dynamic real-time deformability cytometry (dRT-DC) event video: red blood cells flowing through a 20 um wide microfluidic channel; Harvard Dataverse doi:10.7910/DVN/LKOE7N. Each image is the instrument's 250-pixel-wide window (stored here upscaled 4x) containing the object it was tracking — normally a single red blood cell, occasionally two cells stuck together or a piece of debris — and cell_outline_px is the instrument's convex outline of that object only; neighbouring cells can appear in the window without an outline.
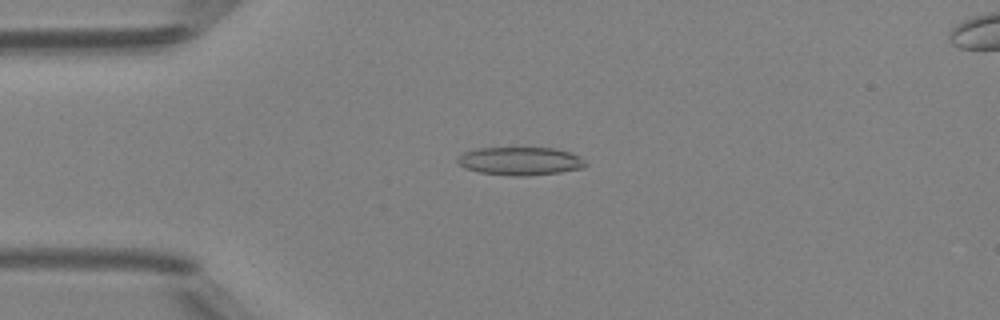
{"species": "Egyptian fruit bat (a non-hibernating species)", "species_latin": "Rousettus aegyptiacus", "temperature_condition": "room temperature", "stored_images_in_passage": 45, "camera_frame_rate_fps": 3000, "um_per_image_px": 0.085, "animal": {"sex": "female"}, "frame": {"image": 1, "passage_image": 8, "time_ms": 2.333, "image_size_px": [1000, 320], "cell_outline_px": [[588, 164], [584, 168], [560, 172], [528, 176], [512, 176], [480, 172], [464, 168], [456, 160], [464, 152], [476, 148], [552, 148], [568, 152], [580, 156]], "centroid_in_image_um": [44.24, 13.7], "position_along_channel_um": 40.8, "area_um2": 20.98}}
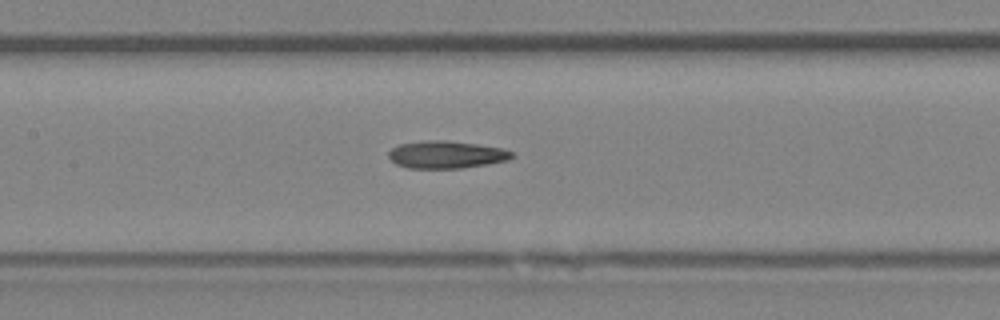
{"frame": {"image": 2, "passage_image": 19, "time_ms": 6.0, "image_size_px": [1000, 320], "cell_outline_px": [[516, 156], [508, 160], [488, 164], [460, 168], [408, 168], [396, 164], [388, 156], [388, 152], [392, 148], [400, 144], [428, 140], [444, 140], [476, 144], [504, 148], [512, 152]], "centroid_in_image_um": [37.96, 13.14], "position_along_channel_um": 169.4, "area_um2": 19.71}}
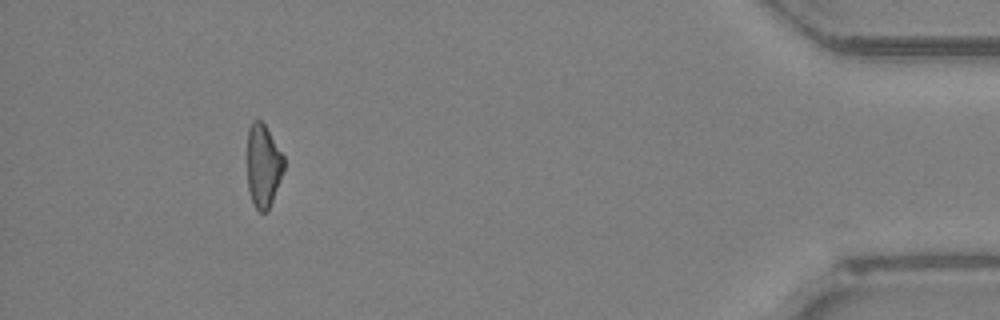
{"frame": {"image": 3, "passage_image": 41, "time_ms": 13.333, "image_size_px": [1000, 320], "cell_outline_px": [[284, 168], [272, 200], [268, 208], [264, 212], [260, 212], [256, 208], [252, 200], [248, 188], [248, 128], [252, 120], [260, 120], [264, 124], [284, 156]], "centroid_in_image_um": [22.37, 14.05], "position_along_channel_um": 412.8, "area_um2": 17.34}}